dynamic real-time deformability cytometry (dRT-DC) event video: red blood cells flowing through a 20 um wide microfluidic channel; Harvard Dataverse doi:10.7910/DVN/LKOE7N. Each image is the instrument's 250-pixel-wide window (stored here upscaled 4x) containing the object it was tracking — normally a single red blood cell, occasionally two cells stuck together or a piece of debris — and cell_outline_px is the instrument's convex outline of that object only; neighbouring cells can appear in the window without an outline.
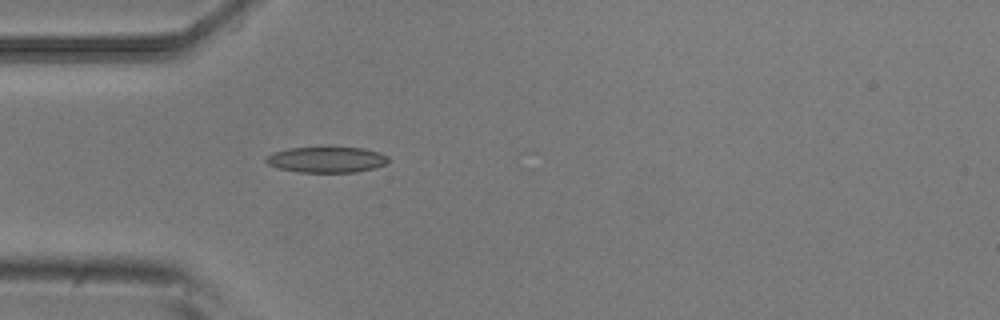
{"species": "common noctule bat (a hibernating species)", "species_latin": "Nyctalus noctula", "temperature_condition": "room temperature", "stored_images_in_passage": 4, "camera_frame_rate_fps": 3000, "um_per_image_px": 0.085, "animal": {"sex": "male", "body_mass_g": 20.5, "forearm_length_mm": 52.5}, "frame": {"image": 1, "passage_image": 4, "time_ms": 1.0, "image_size_px": [1000, 320], "cell_outline_px": [[388, 160], [384, 164], [372, 168], [356, 172], [300, 172], [280, 168], [268, 164], [264, 160], [264, 156], [272, 152], [288, 148], [328, 144], [364, 148], [380, 152], [388, 156]], "centroid_in_image_um": [27.72, 13.5], "position_along_channel_um": 57.3, "area_um2": 19.31}}